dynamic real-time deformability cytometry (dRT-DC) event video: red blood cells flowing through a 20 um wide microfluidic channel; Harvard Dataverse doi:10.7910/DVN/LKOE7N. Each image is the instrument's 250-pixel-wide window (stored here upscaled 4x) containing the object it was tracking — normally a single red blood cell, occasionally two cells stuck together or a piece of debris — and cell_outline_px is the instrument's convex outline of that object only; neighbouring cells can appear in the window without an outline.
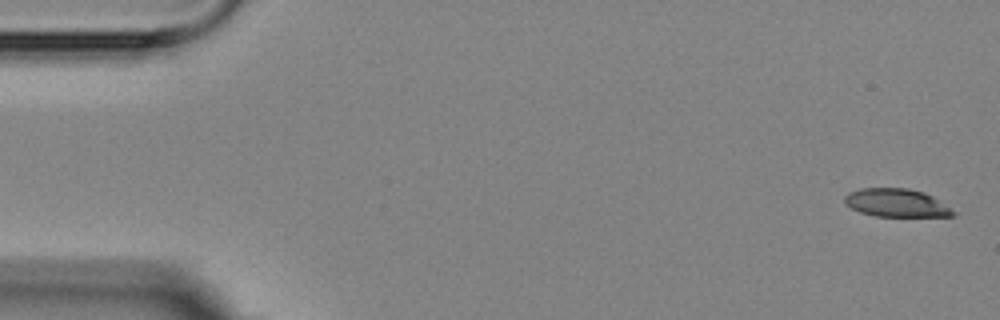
{"species": "Egyptian fruit bat (a non-hibernating species)", "species_latin": "Rousettus aegyptiacus", "temperature_condition": "room temperature", "stored_images_in_passage": 5, "camera_frame_rate_fps": 3000, "um_per_image_px": 0.085, "animal": {"sex": "female"}, "frame": {"image": 1, "passage_image": 1, "time_ms": 0.0, "image_size_px": [1000, 320], "cell_outline_px": [[956, 216], [876, 216], [860, 212], [844, 204], [844, 196], [848, 192], [860, 188], [908, 188], [924, 192], [932, 196], [956, 212]], "centroid_in_image_um": [76.16, 17.24], "position_along_channel_um": 8.8, "area_um2": 17.8}}